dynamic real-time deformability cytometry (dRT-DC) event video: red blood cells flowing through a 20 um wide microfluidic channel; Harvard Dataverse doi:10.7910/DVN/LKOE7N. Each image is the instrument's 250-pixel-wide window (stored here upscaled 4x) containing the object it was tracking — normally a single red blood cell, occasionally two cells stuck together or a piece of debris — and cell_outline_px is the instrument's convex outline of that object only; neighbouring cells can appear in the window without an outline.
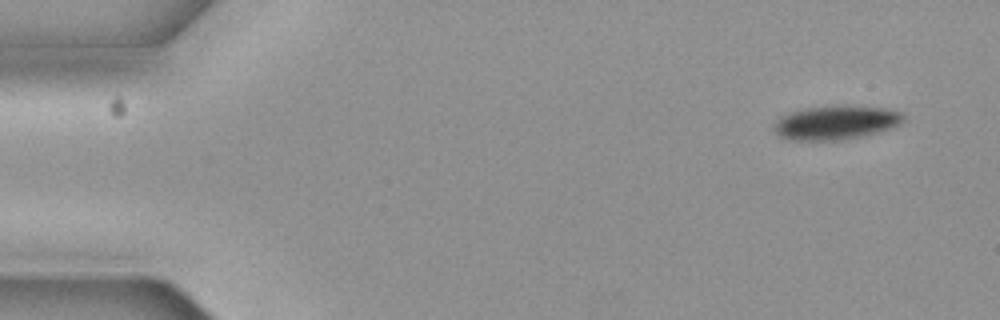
{"species": "common noctule bat (a hibernating species)", "species_latin": "Nyctalus noctula", "temperature_condition": "cold", "stored_images_in_passage": 5, "segment_of_instrument_passage": [1, 2], "camera_frame_rate_fps": 3000, "um_per_image_px": 0.085, "animal": {"sex": "female", "body_mass_g": 19.3, "forearm_length_mm": 54.1}, "frame": {"image": 1, "passage_image": 1, "time_ms": 0.0, "image_size_px": [1000, 320], "cell_outline_px": [[904, 120], [900, 124], [892, 128], [860, 136], [840, 140], [788, 140], [780, 136], [772, 128], [776, 120], [780, 116], [804, 108], [884, 108], [900, 112], [904, 116]], "centroid_in_image_um": [71.0, 10.46], "position_along_channel_um": 14.0, "area_um2": 24.62}}
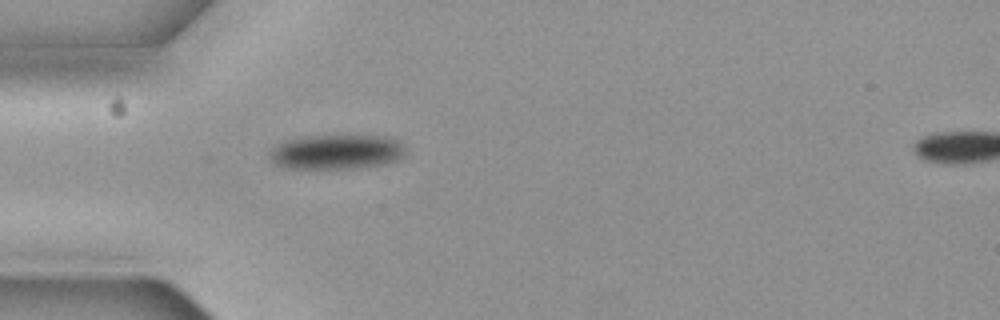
{"frame": {"image": 2, "passage_image": 4, "time_ms": 1.0, "image_size_px": [1000, 320], "cell_outline_px": [[404, 156], [396, 160], [384, 164], [356, 168], [284, 168], [276, 164], [268, 156], [268, 152], [280, 140], [296, 136], [384, 136], [396, 140], [404, 148]], "centroid_in_image_um": [28.51, 12.9], "position_along_channel_um": 56.5, "area_um2": 27.63}}